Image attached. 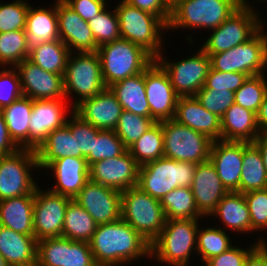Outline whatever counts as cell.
<instances>
[{
	"mask_svg": "<svg viewBox=\"0 0 267 266\" xmlns=\"http://www.w3.org/2000/svg\"><path fill=\"white\" fill-rule=\"evenodd\" d=\"M89 244L98 266H123L150 257L151 244L122 218L97 225Z\"/></svg>",
	"mask_w": 267,
	"mask_h": 266,
	"instance_id": "1",
	"label": "cell"
},
{
	"mask_svg": "<svg viewBox=\"0 0 267 266\" xmlns=\"http://www.w3.org/2000/svg\"><path fill=\"white\" fill-rule=\"evenodd\" d=\"M198 220H166L160 235L150 245V257L158 263L188 266L192 251L197 253Z\"/></svg>",
	"mask_w": 267,
	"mask_h": 266,
	"instance_id": "2",
	"label": "cell"
},
{
	"mask_svg": "<svg viewBox=\"0 0 267 266\" xmlns=\"http://www.w3.org/2000/svg\"><path fill=\"white\" fill-rule=\"evenodd\" d=\"M97 54L106 87L144 72L155 60L142 46L122 38L98 47Z\"/></svg>",
	"mask_w": 267,
	"mask_h": 266,
	"instance_id": "3",
	"label": "cell"
},
{
	"mask_svg": "<svg viewBox=\"0 0 267 266\" xmlns=\"http://www.w3.org/2000/svg\"><path fill=\"white\" fill-rule=\"evenodd\" d=\"M196 167L195 163L176 161L163 156L139 167L137 187L161 200L175 188H190Z\"/></svg>",
	"mask_w": 267,
	"mask_h": 266,
	"instance_id": "4",
	"label": "cell"
},
{
	"mask_svg": "<svg viewBox=\"0 0 267 266\" xmlns=\"http://www.w3.org/2000/svg\"><path fill=\"white\" fill-rule=\"evenodd\" d=\"M121 38L142 46L155 59L162 53L163 30L168 25L159 17L121 0L115 7Z\"/></svg>",
	"mask_w": 267,
	"mask_h": 266,
	"instance_id": "5",
	"label": "cell"
},
{
	"mask_svg": "<svg viewBox=\"0 0 267 266\" xmlns=\"http://www.w3.org/2000/svg\"><path fill=\"white\" fill-rule=\"evenodd\" d=\"M121 218L149 244L160 235L166 223L160 200L137 186L121 192Z\"/></svg>",
	"mask_w": 267,
	"mask_h": 266,
	"instance_id": "6",
	"label": "cell"
},
{
	"mask_svg": "<svg viewBox=\"0 0 267 266\" xmlns=\"http://www.w3.org/2000/svg\"><path fill=\"white\" fill-rule=\"evenodd\" d=\"M241 5L236 0H182L171 9L168 30L219 27Z\"/></svg>",
	"mask_w": 267,
	"mask_h": 266,
	"instance_id": "7",
	"label": "cell"
},
{
	"mask_svg": "<svg viewBox=\"0 0 267 266\" xmlns=\"http://www.w3.org/2000/svg\"><path fill=\"white\" fill-rule=\"evenodd\" d=\"M262 27L247 42L225 52L207 54L211 68L221 72H240L248 76L264 74L267 68V33Z\"/></svg>",
	"mask_w": 267,
	"mask_h": 266,
	"instance_id": "8",
	"label": "cell"
},
{
	"mask_svg": "<svg viewBox=\"0 0 267 266\" xmlns=\"http://www.w3.org/2000/svg\"><path fill=\"white\" fill-rule=\"evenodd\" d=\"M105 88L97 52H70L64 73L65 95L66 99L72 93L79 96L71 105L72 109L82 100L96 96Z\"/></svg>",
	"mask_w": 267,
	"mask_h": 266,
	"instance_id": "9",
	"label": "cell"
},
{
	"mask_svg": "<svg viewBox=\"0 0 267 266\" xmlns=\"http://www.w3.org/2000/svg\"><path fill=\"white\" fill-rule=\"evenodd\" d=\"M249 5H241L219 27L212 29L201 49L207 54L225 52L247 42L265 23Z\"/></svg>",
	"mask_w": 267,
	"mask_h": 266,
	"instance_id": "10",
	"label": "cell"
},
{
	"mask_svg": "<svg viewBox=\"0 0 267 266\" xmlns=\"http://www.w3.org/2000/svg\"><path fill=\"white\" fill-rule=\"evenodd\" d=\"M164 157L195 164L209 160L213 140L207 135L178 123L163 120Z\"/></svg>",
	"mask_w": 267,
	"mask_h": 266,
	"instance_id": "11",
	"label": "cell"
},
{
	"mask_svg": "<svg viewBox=\"0 0 267 266\" xmlns=\"http://www.w3.org/2000/svg\"><path fill=\"white\" fill-rule=\"evenodd\" d=\"M38 169L37 154L32 149H19L10 155L0 156V201L35 195L38 187L31 169Z\"/></svg>",
	"mask_w": 267,
	"mask_h": 266,
	"instance_id": "12",
	"label": "cell"
},
{
	"mask_svg": "<svg viewBox=\"0 0 267 266\" xmlns=\"http://www.w3.org/2000/svg\"><path fill=\"white\" fill-rule=\"evenodd\" d=\"M161 53L155 60L168 73L179 97L195 96L203 88L211 68L210 57L201 48L196 54L177 62H170Z\"/></svg>",
	"mask_w": 267,
	"mask_h": 266,
	"instance_id": "13",
	"label": "cell"
},
{
	"mask_svg": "<svg viewBox=\"0 0 267 266\" xmlns=\"http://www.w3.org/2000/svg\"><path fill=\"white\" fill-rule=\"evenodd\" d=\"M37 266H98L90 244L64 237L37 241Z\"/></svg>",
	"mask_w": 267,
	"mask_h": 266,
	"instance_id": "14",
	"label": "cell"
},
{
	"mask_svg": "<svg viewBox=\"0 0 267 266\" xmlns=\"http://www.w3.org/2000/svg\"><path fill=\"white\" fill-rule=\"evenodd\" d=\"M44 191V192H43ZM35 190L33 227L35 239L62 237L66 207L71 198L52 191Z\"/></svg>",
	"mask_w": 267,
	"mask_h": 266,
	"instance_id": "15",
	"label": "cell"
},
{
	"mask_svg": "<svg viewBox=\"0 0 267 266\" xmlns=\"http://www.w3.org/2000/svg\"><path fill=\"white\" fill-rule=\"evenodd\" d=\"M144 83L150 117L155 122L174 119L179 96L168 73L156 60L144 71Z\"/></svg>",
	"mask_w": 267,
	"mask_h": 266,
	"instance_id": "16",
	"label": "cell"
},
{
	"mask_svg": "<svg viewBox=\"0 0 267 266\" xmlns=\"http://www.w3.org/2000/svg\"><path fill=\"white\" fill-rule=\"evenodd\" d=\"M139 165L128 150L90 165L89 180L120 192L138 185Z\"/></svg>",
	"mask_w": 267,
	"mask_h": 266,
	"instance_id": "17",
	"label": "cell"
},
{
	"mask_svg": "<svg viewBox=\"0 0 267 266\" xmlns=\"http://www.w3.org/2000/svg\"><path fill=\"white\" fill-rule=\"evenodd\" d=\"M74 200L99 224L121 219V192L102 184L88 181Z\"/></svg>",
	"mask_w": 267,
	"mask_h": 266,
	"instance_id": "18",
	"label": "cell"
},
{
	"mask_svg": "<svg viewBox=\"0 0 267 266\" xmlns=\"http://www.w3.org/2000/svg\"><path fill=\"white\" fill-rule=\"evenodd\" d=\"M24 96L32 100L66 99L64 76L45 71L28 59L15 66Z\"/></svg>",
	"mask_w": 267,
	"mask_h": 266,
	"instance_id": "19",
	"label": "cell"
},
{
	"mask_svg": "<svg viewBox=\"0 0 267 266\" xmlns=\"http://www.w3.org/2000/svg\"><path fill=\"white\" fill-rule=\"evenodd\" d=\"M65 99L33 100L29 124V149L37 150L48 134L64 126L68 108Z\"/></svg>",
	"mask_w": 267,
	"mask_h": 266,
	"instance_id": "20",
	"label": "cell"
},
{
	"mask_svg": "<svg viewBox=\"0 0 267 266\" xmlns=\"http://www.w3.org/2000/svg\"><path fill=\"white\" fill-rule=\"evenodd\" d=\"M122 111L121 104L109 87L92 98L82 100L73 108V112L83 121L100 130H114Z\"/></svg>",
	"mask_w": 267,
	"mask_h": 266,
	"instance_id": "21",
	"label": "cell"
},
{
	"mask_svg": "<svg viewBox=\"0 0 267 266\" xmlns=\"http://www.w3.org/2000/svg\"><path fill=\"white\" fill-rule=\"evenodd\" d=\"M209 160L227 191L239 192L243 166V141H213Z\"/></svg>",
	"mask_w": 267,
	"mask_h": 266,
	"instance_id": "22",
	"label": "cell"
},
{
	"mask_svg": "<svg viewBox=\"0 0 267 266\" xmlns=\"http://www.w3.org/2000/svg\"><path fill=\"white\" fill-rule=\"evenodd\" d=\"M57 19L60 40L70 52H97V44L87 21H84L63 0H57ZM73 48V49H72Z\"/></svg>",
	"mask_w": 267,
	"mask_h": 266,
	"instance_id": "23",
	"label": "cell"
},
{
	"mask_svg": "<svg viewBox=\"0 0 267 266\" xmlns=\"http://www.w3.org/2000/svg\"><path fill=\"white\" fill-rule=\"evenodd\" d=\"M190 188L198 211L205 217L210 216L228 192L210 160L197 164Z\"/></svg>",
	"mask_w": 267,
	"mask_h": 266,
	"instance_id": "24",
	"label": "cell"
},
{
	"mask_svg": "<svg viewBox=\"0 0 267 266\" xmlns=\"http://www.w3.org/2000/svg\"><path fill=\"white\" fill-rule=\"evenodd\" d=\"M89 168L85 158L64 157L53 161L46 169L53 172L57 183L49 190L74 199L89 181Z\"/></svg>",
	"mask_w": 267,
	"mask_h": 266,
	"instance_id": "25",
	"label": "cell"
},
{
	"mask_svg": "<svg viewBox=\"0 0 267 266\" xmlns=\"http://www.w3.org/2000/svg\"><path fill=\"white\" fill-rule=\"evenodd\" d=\"M174 119L213 141L221 140V119L204 108L195 96L178 98Z\"/></svg>",
	"mask_w": 267,
	"mask_h": 266,
	"instance_id": "26",
	"label": "cell"
},
{
	"mask_svg": "<svg viewBox=\"0 0 267 266\" xmlns=\"http://www.w3.org/2000/svg\"><path fill=\"white\" fill-rule=\"evenodd\" d=\"M0 254L9 266H37V240L0 225Z\"/></svg>",
	"mask_w": 267,
	"mask_h": 266,
	"instance_id": "27",
	"label": "cell"
},
{
	"mask_svg": "<svg viewBox=\"0 0 267 266\" xmlns=\"http://www.w3.org/2000/svg\"><path fill=\"white\" fill-rule=\"evenodd\" d=\"M25 36L29 51L42 43L60 40L57 19V1L53 8L29 7L25 24Z\"/></svg>",
	"mask_w": 267,
	"mask_h": 266,
	"instance_id": "28",
	"label": "cell"
},
{
	"mask_svg": "<svg viewBox=\"0 0 267 266\" xmlns=\"http://www.w3.org/2000/svg\"><path fill=\"white\" fill-rule=\"evenodd\" d=\"M259 135L256 114L236 103L221 118V140L253 142Z\"/></svg>",
	"mask_w": 267,
	"mask_h": 266,
	"instance_id": "29",
	"label": "cell"
},
{
	"mask_svg": "<svg viewBox=\"0 0 267 266\" xmlns=\"http://www.w3.org/2000/svg\"><path fill=\"white\" fill-rule=\"evenodd\" d=\"M35 195H23L0 201V225L24 235H34Z\"/></svg>",
	"mask_w": 267,
	"mask_h": 266,
	"instance_id": "30",
	"label": "cell"
},
{
	"mask_svg": "<svg viewBox=\"0 0 267 266\" xmlns=\"http://www.w3.org/2000/svg\"><path fill=\"white\" fill-rule=\"evenodd\" d=\"M210 216H217L229 230L237 233H251V219L244 194L237 191L227 192Z\"/></svg>",
	"mask_w": 267,
	"mask_h": 266,
	"instance_id": "31",
	"label": "cell"
},
{
	"mask_svg": "<svg viewBox=\"0 0 267 266\" xmlns=\"http://www.w3.org/2000/svg\"><path fill=\"white\" fill-rule=\"evenodd\" d=\"M123 110L150 117V106L146 97L144 72L120 80L109 86Z\"/></svg>",
	"mask_w": 267,
	"mask_h": 266,
	"instance_id": "32",
	"label": "cell"
},
{
	"mask_svg": "<svg viewBox=\"0 0 267 266\" xmlns=\"http://www.w3.org/2000/svg\"><path fill=\"white\" fill-rule=\"evenodd\" d=\"M35 151L38 167L46 170L55 160L77 157L76 135H72L70 128L65 124L48 134L46 140Z\"/></svg>",
	"mask_w": 267,
	"mask_h": 266,
	"instance_id": "33",
	"label": "cell"
},
{
	"mask_svg": "<svg viewBox=\"0 0 267 266\" xmlns=\"http://www.w3.org/2000/svg\"><path fill=\"white\" fill-rule=\"evenodd\" d=\"M32 108L33 100L23 95L1 110L9 135L20 149H29V124Z\"/></svg>",
	"mask_w": 267,
	"mask_h": 266,
	"instance_id": "34",
	"label": "cell"
},
{
	"mask_svg": "<svg viewBox=\"0 0 267 266\" xmlns=\"http://www.w3.org/2000/svg\"><path fill=\"white\" fill-rule=\"evenodd\" d=\"M267 189V172L261 153L253 142L243 141V166L239 192Z\"/></svg>",
	"mask_w": 267,
	"mask_h": 266,
	"instance_id": "35",
	"label": "cell"
},
{
	"mask_svg": "<svg viewBox=\"0 0 267 266\" xmlns=\"http://www.w3.org/2000/svg\"><path fill=\"white\" fill-rule=\"evenodd\" d=\"M97 225L90 214L74 199H71L66 207L62 237L89 243Z\"/></svg>",
	"mask_w": 267,
	"mask_h": 266,
	"instance_id": "36",
	"label": "cell"
},
{
	"mask_svg": "<svg viewBox=\"0 0 267 266\" xmlns=\"http://www.w3.org/2000/svg\"><path fill=\"white\" fill-rule=\"evenodd\" d=\"M69 54V48L61 40H53L30 50L28 60L45 71L64 76Z\"/></svg>",
	"mask_w": 267,
	"mask_h": 266,
	"instance_id": "37",
	"label": "cell"
},
{
	"mask_svg": "<svg viewBox=\"0 0 267 266\" xmlns=\"http://www.w3.org/2000/svg\"><path fill=\"white\" fill-rule=\"evenodd\" d=\"M160 204L163 207L166 220L204 218L197 209L191 188H175L160 200Z\"/></svg>",
	"mask_w": 267,
	"mask_h": 266,
	"instance_id": "38",
	"label": "cell"
},
{
	"mask_svg": "<svg viewBox=\"0 0 267 266\" xmlns=\"http://www.w3.org/2000/svg\"><path fill=\"white\" fill-rule=\"evenodd\" d=\"M128 151L139 166L164 156L162 123L155 122Z\"/></svg>",
	"mask_w": 267,
	"mask_h": 266,
	"instance_id": "39",
	"label": "cell"
},
{
	"mask_svg": "<svg viewBox=\"0 0 267 266\" xmlns=\"http://www.w3.org/2000/svg\"><path fill=\"white\" fill-rule=\"evenodd\" d=\"M231 239L224 228H198L197 254L206 262L210 258L220 255L232 247Z\"/></svg>",
	"mask_w": 267,
	"mask_h": 266,
	"instance_id": "40",
	"label": "cell"
},
{
	"mask_svg": "<svg viewBox=\"0 0 267 266\" xmlns=\"http://www.w3.org/2000/svg\"><path fill=\"white\" fill-rule=\"evenodd\" d=\"M29 52L24 30L0 33V66L15 67L28 59Z\"/></svg>",
	"mask_w": 267,
	"mask_h": 266,
	"instance_id": "41",
	"label": "cell"
},
{
	"mask_svg": "<svg viewBox=\"0 0 267 266\" xmlns=\"http://www.w3.org/2000/svg\"><path fill=\"white\" fill-rule=\"evenodd\" d=\"M154 123L151 117L123 110L114 131L128 150Z\"/></svg>",
	"mask_w": 267,
	"mask_h": 266,
	"instance_id": "42",
	"label": "cell"
},
{
	"mask_svg": "<svg viewBox=\"0 0 267 266\" xmlns=\"http://www.w3.org/2000/svg\"><path fill=\"white\" fill-rule=\"evenodd\" d=\"M266 94L265 74L248 76L243 85L234 92L235 103L256 114Z\"/></svg>",
	"mask_w": 267,
	"mask_h": 266,
	"instance_id": "43",
	"label": "cell"
},
{
	"mask_svg": "<svg viewBox=\"0 0 267 266\" xmlns=\"http://www.w3.org/2000/svg\"><path fill=\"white\" fill-rule=\"evenodd\" d=\"M108 6L88 21L97 47L121 39L119 18L116 9L107 11Z\"/></svg>",
	"mask_w": 267,
	"mask_h": 266,
	"instance_id": "44",
	"label": "cell"
},
{
	"mask_svg": "<svg viewBox=\"0 0 267 266\" xmlns=\"http://www.w3.org/2000/svg\"><path fill=\"white\" fill-rule=\"evenodd\" d=\"M127 149L114 130H101L94 140L93 152L85 159L90 166L99 160L122 155Z\"/></svg>",
	"mask_w": 267,
	"mask_h": 266,
	"instance_id": "45",
	"label": "cell"
},
{
	"mask_svg": "<svg viewBox=\"0 0 267 266\" xmlns=\"http://www.w3.org/2000/svg\"><path fill=\"white\" fill-rule=\"evenodd\" d=\"M70 113L72 115L70 114V120L67 119L66 125L70 128L72 135H76L77 157L86 158L93 152L94 140L101 130L83 121L73 112V109Z\"/></svg>",
	"mask_w": 267,
	"mask_h": 266,
	"instance_id": "46",
	"label": "cell"
},
{
	"mask_svg": "<svg viewBox=\"0 0 267 266\" xmlns=\"http://www.w3.org/2000/svg\"><path fill=\"white\" fill-rule=\"evenodd\" d=\"M30 3L25 0L2 4L0 2V33L25 30Z\"/></svg>",
	"mask_w": 267,
	"mask_h": 266,
	"instance_id": "47",
	"label": "cell"
},
{
	"mask_svg": "<svg viewBox=\"0 0 267 266\" xmlns=\"http://www.w3.org/2000/svg\"><path fill=\"white\" fill-rule=\"evenodd\" d=\"M195 97L209 112L215 114L220 119L225 111L235 103L234 92L227 89H206L204 86Z\"/></svg>",
	"mask_w": 267,
	"mask_h": 266,
	"instance_id": "48",
	"label": "cell"
},
{
	"mask_svg": "<svg viewBox=\"0 0 267 266\" xmlns=\"http://www.w3.org/2000/svg\"><path fill=\"white\" fill-rule=\"evenodd\" d=\"M248 205L251 232L263 230L267 225V189L243 193Z\"/></svg>",
	"mask_w": 267,
	"mask_h": 266,
	"instance_id": "49",
	"label": "cell"
},
{
	"mask_svg": "<svg viewBox=\"0 0 267 266\" xmlns=\"http://www.w3.org/2000/svg\"><path fill=\"white\" fill-rule=\"evenodd\" d=\"M23 96L20 77L15 67L0 71V111Z\"/></svg>",
	"mask_w": 267,
	"mask_h": 266,
	"instance_id": "50",
	"label": "cell"
},
{
	"mask_svg": "<svg viewBox=\"0 0 267 266\" xmlns=\"http://www.w3.org/2000/svg\"><path fill=\"white\" fill-rule=\"evenodd\" d=\"M248 75L240 72H221L210 68L204 87L206 89H227L236 92Z\"/></svg>",
	"mask_w": 267,
	"mask_h": 266,
	"instance_id": "51",
	"label": "cell"
},
{
	"mask_svg": "<svg viewBox=\"0 0 267 266\" xmlns=\"http://www.w3.org/2000/svg\"><path fill=\"white\" fill-rule=\"evenodd\" d=\"M254 245L247 249L241 248L239 246H232L227 251L220 255L214 256L207 260L205 266H244L245 261L249 253L256 247Z\"/></svg>",
	"mask_w": 267,
	"mask_h": 266,
	"instance_id": "52",
	"label": "cell"
},
{
	"mask_svg": "<svg viewBox=\"0 0 267 266\" xmlns=\"http://www.w3.org/2000/svg\"><path fill=\"white\" fill-rule=\"evenodd\" d=\"M84 21H89L101 13L107 6L106 0H63Z\"/></svg>",
	"mask_w": 267,
	"mask_h": 266,
	"instance_id": "53",
	"label": "cell"
},
{
	"mask_svg": "<svg viewBox=\"0 0 267 266\" xmlns=\"http://www.w3.org/2000/svg\"><path fill=\"white\" fill-rule=\"evenodd\" d=\"M128 4L162 19L167 25L170 20L171 9L165 0H124Z\"/></svg>",
	"mask_w": 267,
	"mask_h": 266,
	"instance_id": "54",
	"label": "cell"
},
{
	"mask_svg": "<svg viewBox=\"0 0 267 266\" xmlns=\"http://www.w3.org/2000/svg\"><path fill=\"white\" fill-rule=\"evenodd\" d=\"M19 149L10 137L4 116L0 111V156L13 154Z\"/></svg>",
	"mask_w": 267,
	"mask_h": 266,
	"instance_id": "55",
	"label": "cell"
},
{
	"mask_svg": "<svg viewBox=\"0 0 267 266\" xmlns=\"http://www.w3.org/2000/svg\"><path fill=\"white\" fill-rule=\"evenodd\" d=\"M257 246L249 253L244 266H267V243L259 239Z\"/></svg>",
	"mask_w": 267,
	"mask_h": 266,
	"instance_id": "56",
	"label": "cell"
},
{
	"mask_svg": "<svg viewBox=\"0 0 267 266\" xmlns=\"http://www.w3.org/2000/svg\"><path fill=\"white\" fill-rule=\"evenodd\" d=\"M256 122L260 133L267 134V94L256 113Z\"/></svg>",
	"mask_w": 267,
	"mask_h": 266,
	"instance_id": "57",
	"label": "cell"
},
{
	"mask_svg": "<svg viewBox=\"0 0 267 266\" xmlns=\"http://www.w3.org/2000/svg\"><path fill=\"white\" fill-rule=\"evenodd\" d=\"M261 153V157L267 172V134L260 133V135L253 141Z\"/></svg>",
	"mask_w": 267,
	"mask_h": 266,
	"instance_id": "58",
	"label": "cell"
},
{
	"mask_svg": "<svg viewBox=\"0 0 267 266\" xmlns=\"http://www.w3.org/2000/svg\"><path fill=\"white\" fill-rule=\"evenodd\" d=\"M180 1L182 0H165L167 6L172 9L173 7H175Z\"/></svg>",
	"mask_w": 267,
	"mask_h": 266,
	"instance_id": "59",
	"label": "cell"
},
{
	"mask_svg": "<svg viewBox=\"0 0 267 266\" xmlns=\"http://www.w3.org/2000/svg\"><path fill=\"white\" fill-rule=\"evenodd\" d=\"M0 266H9L1 254H0Z\"/></svg>",
	"mask_w": 267,
	"mask_h": 266,
	"instance_id": "60",
	"label": "cell"
},
{
	"mask_svg": "<svg viewBox=\"0 0 267 266\" xmlns=\"http://www.w3.org/2000/svg\"><path fill=\"white\" fill-rule=\"evenodd\" d=\"M240 5H249L248 0H236Z\"/></svg>",
	"mask_w": 267,
	"mask_h": 266,
	"instance_id": "61",
	"label": "cell"
}]
</instances>
